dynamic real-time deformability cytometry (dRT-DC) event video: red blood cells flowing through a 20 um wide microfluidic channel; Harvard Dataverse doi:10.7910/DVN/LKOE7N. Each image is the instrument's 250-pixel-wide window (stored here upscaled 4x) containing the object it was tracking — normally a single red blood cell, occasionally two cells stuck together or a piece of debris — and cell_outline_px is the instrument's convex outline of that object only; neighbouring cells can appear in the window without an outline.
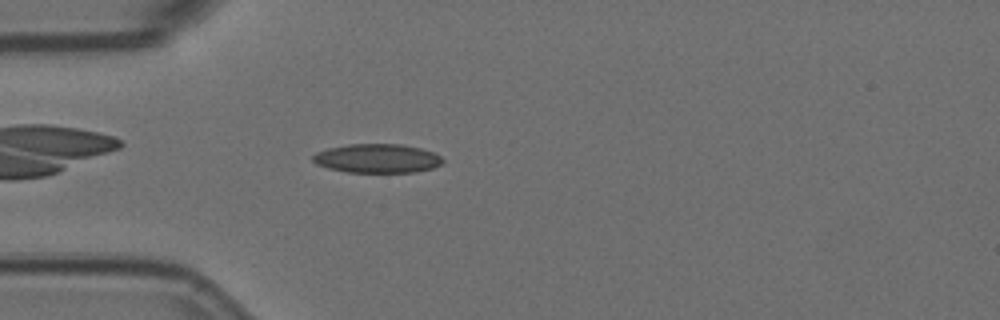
{"species": "Egyptian fruit bat (a non-hibernating species)", "species_latin": "Rousettus aegyptiacus", "temperature_condition": "room temperature", "stored_images_in_passage": 46, "camera_frame_rate_fps": 3000, "um_per_image_px": 0.085, "animal": {"sex": "female"}, "frame": {"image": 1, "passage_image": 5, "time_ms": 1.333, "image_size_px": [1000, 320], "cell_outline_px": [[444, 164], [432, 168], [416, 172], [348, 172], [328, 168], [316, 164], [312, 160], [312, 156], [316, 152], [328, 148], [348, 144], [400, 144], [420, 148], [432, 152], [440, 156], [444, 160]], "centroid_in_image_um": [32.06, 13.46], "position_along_channel_um": 52.9, "area_um2": 21.96}}
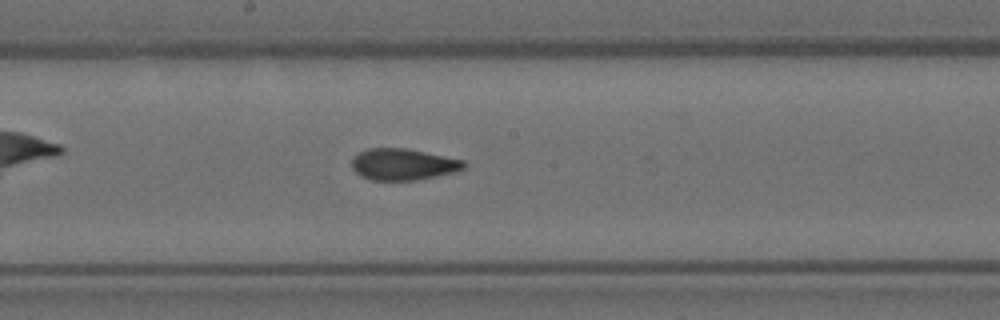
{"frame": {"image": 2, "passage_image": 19, "time_ms": 6.0, "image_size_px": [1000, 320], "cell_outline_px": [[464, 168], [456, 172], [416, 180], [368, 180], [360, 176], [352, 168], [352, 156], [368, 148], [408, 148], [464, 160]], "centroid_in_image_um": [34.24, 13.97], "position_along_channel_um": 214.0, "area_um2": 20.69}}
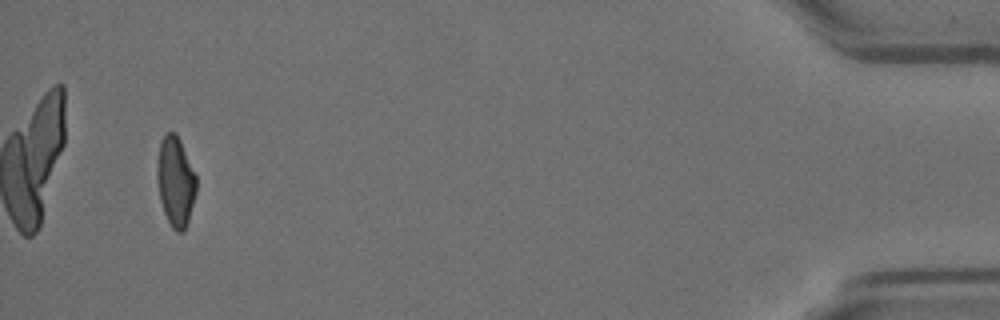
{"frame": {"image": 3, "passage_image": 43, "time_ms": 14.0, "image_size_px": [1000, 320], "cell_outline_px": [[196, 192], [188, 224], [184, 232], [176, 232], [172, 228], [164, 212], [160, 200], [156, 176], [156, 164], [160, 140], [168, 132], [176, 132], [180, 140], [196, 176]], "centroid_in_image_um": [14.91, 15.44], "position_along_channel_um": 420.3, "area_um2": 20.69}, "authors_computed_cell_mechanics": {"area_um2": 21.0681, "velocity_mm_per_s": 3.5765, "shape_relaxation_time_tau1_ms": null, "shape_relaxation_time_tau2_ms": 1.8786, "deformation_change_tau1": null, "deformation_change_tau2": 0.0836}}